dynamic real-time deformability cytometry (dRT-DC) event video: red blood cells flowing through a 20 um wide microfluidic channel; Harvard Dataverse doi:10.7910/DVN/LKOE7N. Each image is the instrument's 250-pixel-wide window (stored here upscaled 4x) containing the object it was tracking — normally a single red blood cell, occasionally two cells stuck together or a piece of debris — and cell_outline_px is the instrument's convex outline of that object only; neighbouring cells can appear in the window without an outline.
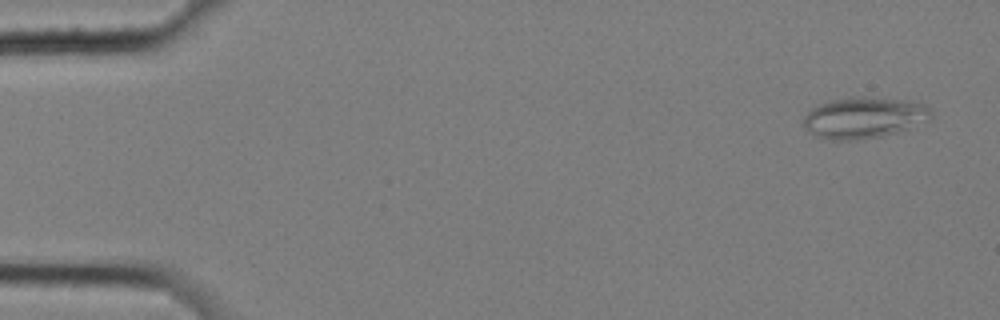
{"species": "common noctule bat (a hibernating species)", "species_latin": "Nyctalus noctula", "temperature_condition": "cold", "stored_images_in_passage": 4, "camera_frame_rate_fps": 3000, "um_per_image_px": 0.085, "animal": {"sex": "female", "body_mass_g": 25.1}, "frame": {"image": 1, "passage_image": 1, "time_ms": 0.0, "image_size_px": [1000, 320], "cell_outline_px": [[932, 116], [908, 128], [896, 132], [880, 136], [860, 140], [836, 140], [816, 136], [804, 124], [804, 116], [812, 108], [820, 104], [832, 100], [848, 96], [864, 96], [904, 100], [924, 104], [932, 108]], "centroid_in_image_um": [73.44, 9.98], "position_along_channel_um": 11.6, "area_um2": 30.29}}